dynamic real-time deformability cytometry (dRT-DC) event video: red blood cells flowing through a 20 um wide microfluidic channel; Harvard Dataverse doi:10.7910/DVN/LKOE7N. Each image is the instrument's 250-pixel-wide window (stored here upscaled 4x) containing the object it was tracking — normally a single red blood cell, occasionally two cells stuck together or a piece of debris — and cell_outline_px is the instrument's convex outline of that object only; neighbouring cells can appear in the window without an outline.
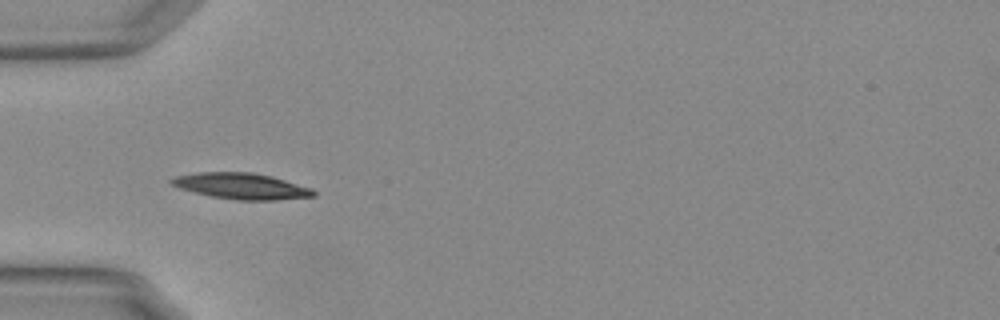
{"species": "Egyptian fruit bat (a non-hibernating species)", "species_latin": "Rousettus aegyptiacus", "temperature_condition": "warm", "stored_images_in_passage": 15, "camera_frame_rate_fps": 3000, "um_per_image_px": 0.085, "animal": {"sex": "female"}, "frame": {"image": 1, "passage_image": 3, "time_ms": 0.667, "image_size_px": [1000, 320], "cell_outline_px": [[316, 196], [276, 200], [236, 200], [212, 196], [180, 188], [172, 184], [168, 180], [176, 176], [200, 172], [252, 172], [272, 176], [312, 188], [316, 192]], "centroid_in_image_um": [20.56, 15.81], "position_along_channel_um": 64.4, "area_um2": 21.44}}
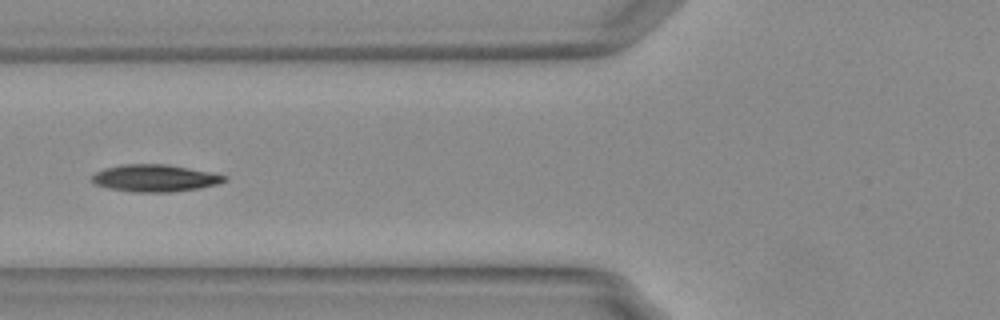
{"frame": {"image": 2, "passage_image": 7, "time_ms": 2.0, "image_size_px": [1000, 320], "cell_outline_px": [[228, 180], [216, 184], [200, 188], [168, 192], [132, 192], [108, 188], [96, 184], [92, 180], [92, 176], [96, 172], [104, 168], [124, 164], [164, 164], [208, 172], [228, 176]], "centroid_in_image_um": [13.15, 15.14], "position_along_channel_um": 112.6, "area_um2": 20.69}}